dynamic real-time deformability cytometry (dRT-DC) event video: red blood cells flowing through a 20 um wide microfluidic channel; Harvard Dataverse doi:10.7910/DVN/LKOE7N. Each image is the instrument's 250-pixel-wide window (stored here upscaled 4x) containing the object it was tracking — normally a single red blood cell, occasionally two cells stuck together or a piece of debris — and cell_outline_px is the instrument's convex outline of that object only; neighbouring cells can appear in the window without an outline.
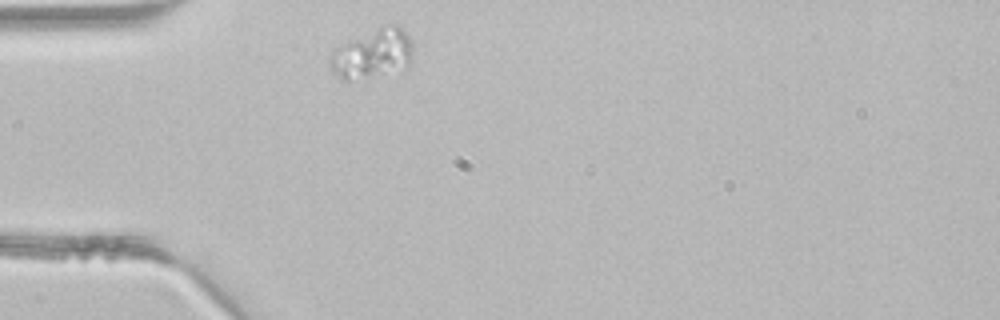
{"species": "common noctule bat (a hibernating species)", "species_latin": "Nyctalus noctula", "temperature_condition": "room temperature", "stored_images_in_passage": 1, "camera_frame_rate_fps": 3000, "um_per_image_px": 0.085, "animal": {"sex": "male", "body_mass_g": 21.5, "forearm_length_mm": 52.0}, "frame": {"image": 1, "passage_image": 1, "time_ms": 0.0, "image_size_px": [1000, 320], "cell_outline_px": [[412, 60], [408, 68], [348, 80], [340, 80], [328, 64], [328, 60], [332, 52], [340, 44], [388, 24], [396, 24], [412, 40]], "centroid_in_image_um": [31.67, 4.57], "position_along_channel_um": 53.3, "area_um2": 23.52}}